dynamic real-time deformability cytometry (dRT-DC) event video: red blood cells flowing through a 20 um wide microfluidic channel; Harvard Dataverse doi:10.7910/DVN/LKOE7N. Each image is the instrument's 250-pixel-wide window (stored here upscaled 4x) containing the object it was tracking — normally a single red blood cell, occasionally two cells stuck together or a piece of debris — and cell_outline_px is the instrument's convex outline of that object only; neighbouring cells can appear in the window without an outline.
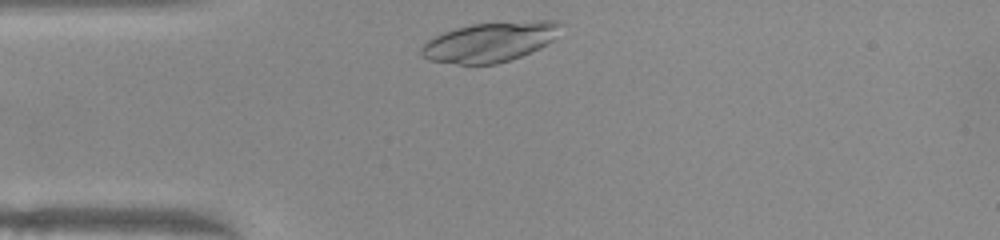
{"species": "common noctule bat (a hibernating species)", "species_latin": "Nyctalus noctula", "temperature_condition": "warm", "stored_images_in_passage": 30, "camera_frame_rate_fps": 3000, "um_per_image_px": 0.085, "animal": {"sex": "female", "body_mass_g": 22.0, "forearm_length_mm": 56.7}, "frame": {"image": 1, "passage_image": 2, "time_ms": 0.333, "image_size_px": [1000, 240], "cell_outline_px": [[560, 24], [552, 40], [540, 48], [520, 56], [496, 64], [456, 64], [428, 60], [420, 56], [420, 48], [428, 40], [444, 32], [456, 28], [472, 24], [532, 20], [560, 20]], "centroid_in_image_um": [41.6, 3.57], "position_along_channel_um": 43.4, "area_um2": 32.08}}
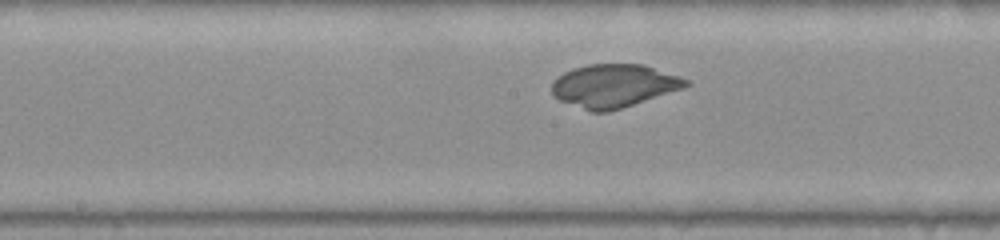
{"frame": {"image": 2, "passage_image": 15, "time_ms": 4.667, "image_size_px": [1000, 240], "cell_outline_px": [[692, 84], [684, 88], [608, 112], [592, 112], [560, 100], [552, 96], [552, 80], [564, 72], [572, 68], [588, 64], [644, 64], [680, 76], [688, 80]], "centroid_in_image_um": [52.17, 7.28], "position_along_channel_um": 196.0, "area_um2": 33.76}}
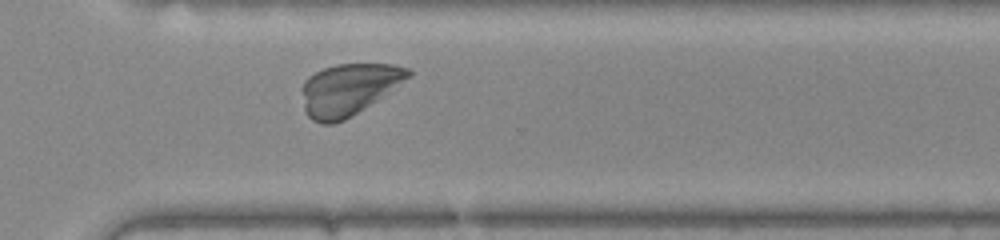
{"frame": {"image": 3, "passage_image": 26, "time_ms": 8.333, "image_size_px": [1000, 240], "cell_outline_px": [[412, 76], [376, 100], [344, 120], [332, 124], [320, 124], [312, 120], [308, 116], [304, 108], [304, 80], [308, 76], [324, 68], [336, 64], [392, 64], [408, 68], [412, 72]], "centroid_in_image_um": [29.64, 7.59], "position_along_channel_um": 341.0, "area_um2": 31.5}}